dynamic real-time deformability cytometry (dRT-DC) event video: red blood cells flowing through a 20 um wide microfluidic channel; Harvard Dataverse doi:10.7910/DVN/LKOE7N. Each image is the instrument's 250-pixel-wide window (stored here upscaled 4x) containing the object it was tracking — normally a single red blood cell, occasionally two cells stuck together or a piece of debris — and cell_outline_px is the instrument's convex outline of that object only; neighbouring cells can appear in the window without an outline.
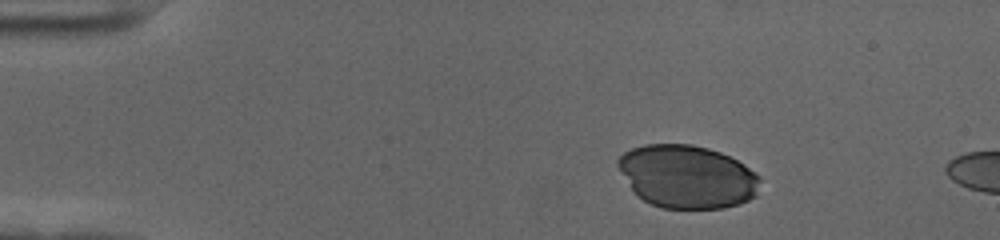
{"species": "human", "species_latin": "Homo sapiens", "temperature_condition": "cold", "stored_images_in_passage": 40, "camera_frame_rate_fps": 3000, "um_per_image_px": 0.085, "donor": {"sex": "female"}, "frame": {"image": 1, "passage_image": 1, "time_ms": 0.0, "image_size_px": [1000, 240], "cell_outline_px": [[760, 180], [756, 196], [740, 204], [724, 208], [664, 208], [652, 204], [644, 200], [632, 188], [616, 164], [616, 160], [624, 152], [632, 148], [644, 144], [692, 144], [708, 148], [720, 152], [744, 164], [760, 176]], "centroid_in_image_um": [58.43, 15.0], "position_along_channel_um": 26.6, "area_um2": 52.02}}